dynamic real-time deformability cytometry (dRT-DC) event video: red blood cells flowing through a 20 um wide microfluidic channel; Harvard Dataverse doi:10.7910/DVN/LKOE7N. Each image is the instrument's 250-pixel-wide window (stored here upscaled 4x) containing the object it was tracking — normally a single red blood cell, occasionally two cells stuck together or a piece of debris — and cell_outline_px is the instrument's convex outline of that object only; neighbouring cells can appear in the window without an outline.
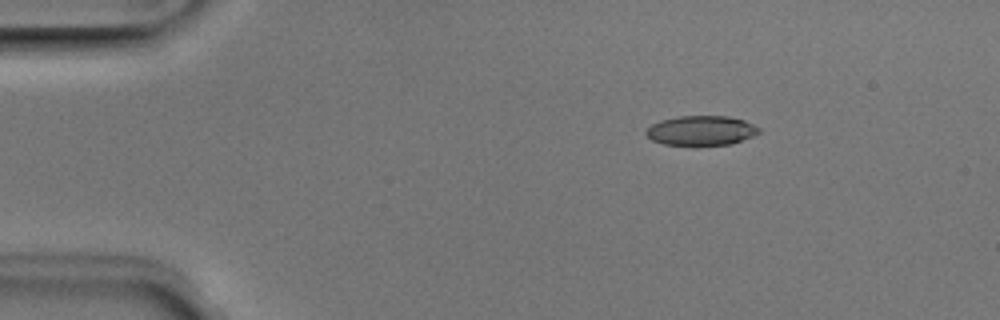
{"species": "Egyptian fruit bat (a non-hibernating species)", "species_latin": "Rousettus aegyptiacus", "temperature_condition": "room temperature", "stored_images_in_passage": 45, "camera_frame_rate_fps": 3000, "um_per_image_px": 0.085, "animal": {"sex": "male"}, "frame": {"image": 1, "passage_image": 2, "time_ms": 0.333, "image_size_px": [1000, 320], "cell_outline_px": [[760, 132], [752, 136], [732, 144], [664, 144], [652, 140], [644, 132], [652, 124], [660, 120], [680, 116], [728, 116], [744, 120], [760, 128]], "centroid_in_image_um": [59.6, 11.08], "position_along_channel_um": 25.4, "area_um2": 19.19}}
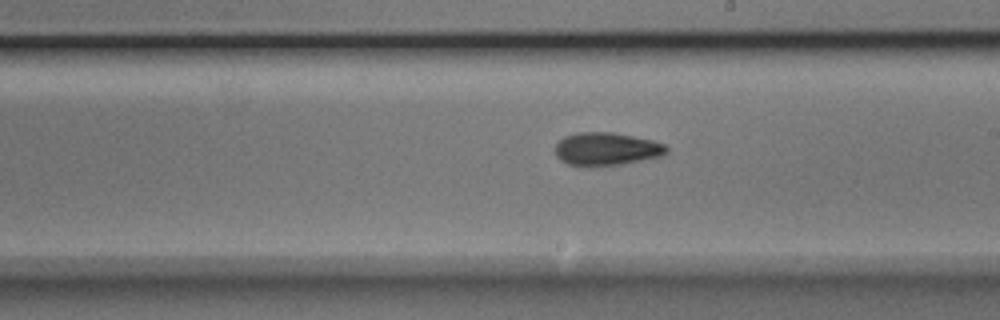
{"frame": {"image": 2, "passage_image": 23, "time_ms": 7.333, "image_size_px": [1000, 320], "cell_outline_px": [[668, 152], [660, 156], [620, 164], [588, 168], [568, 164], [560, 160], [556, 156], [556, 144], [564, 136], [580, 132], [612, 132], [652, 140], [664, 144], [668, 148]], "centroid_in_image_um": [51.51, 12.68], "position_along_channel_um": 237.5, "area_um2": 21.5}}
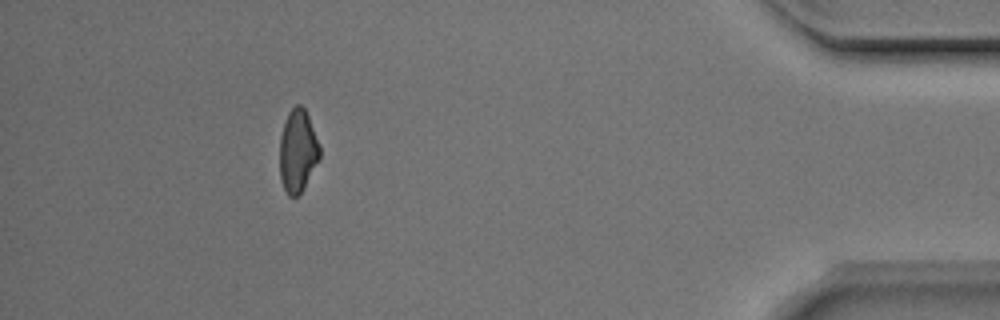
{"frame": {"image": 3, "passage_image": 40, "time_ms": 13.0, "image_size_px": [1000, 320], "cell_outline_px": [[320, 156], [300, 196], [288, 196], [280, 180], [280, 136], [288, 112], [296, 104], [300, 104], [304, 108], [308, 116], [320, 144]], "centroid_in_image_um": [25.3, 12.84], "position_along_channel_um": 409.9, "area_um2": 19.31}, "authors_computed_cell_mechanics": {"area_um2": 20.4034, "velocity_mm_per_s": 4.0261, "shape_relaxation_time_tau1_ms": 4.2847, "shape_relaxation_time_tau2_ms": 3.0238, "deformation_change_tau1": 0.1377, "deformation_change_tau2": 0.1014}}